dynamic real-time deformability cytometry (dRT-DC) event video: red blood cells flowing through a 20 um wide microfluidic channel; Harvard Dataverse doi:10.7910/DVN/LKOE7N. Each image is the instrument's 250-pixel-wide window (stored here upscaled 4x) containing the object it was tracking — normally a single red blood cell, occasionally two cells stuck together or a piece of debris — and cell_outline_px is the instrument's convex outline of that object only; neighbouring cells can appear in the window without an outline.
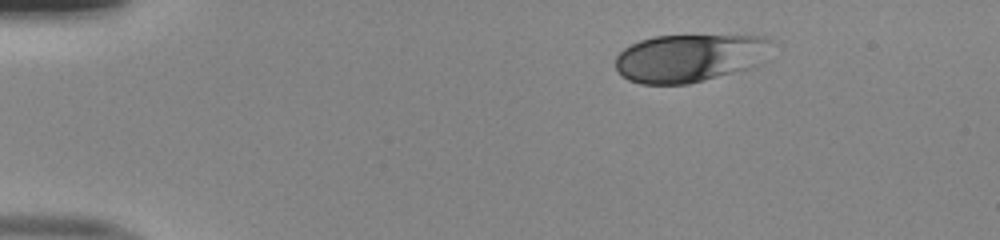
{"species": "human", "species_latin": "Homo sapiens", "temperature_condition": "room temperature", "stored_images_in_passage": 44, "camera_frame_rate_fps": 3000, "um_per_image_px": 0.085, "donor": {"sex": "male"}, "frame": {"image": 1, "passage_image": 1, "time_ms": 0.0, "image_size_px": [1000, 240], "cell_outline_px": [[772, 40], [764, 64], [756, 68], [688, 84], [640, 84], [628, 80], [620, 76], [616, 68], [616, 56], [624, 48], [640, 40], [656, 36], [764, 36]], "centroid_in_image_um": [58.66, 4.95], "position_along_channel_um": 26.3, "area_um2": 44.22}}
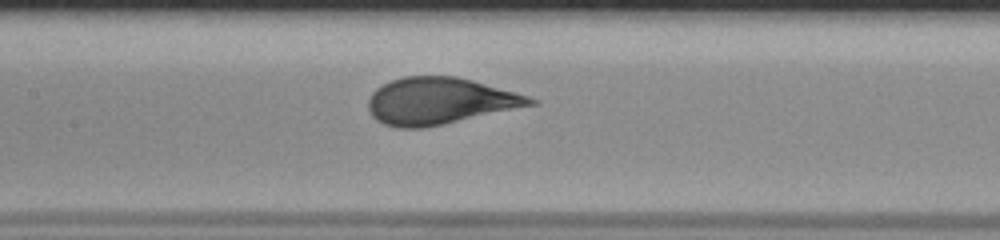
{"frame": {"image": 2, "passage_image": 18, "time_ms": 5.667, "image_size_px": [1000, 240], "cell_outline_px": [[540, 104], [444, 124], [424, 128], [400, 128], [384, 124], [376, 120], [372, 116], [368, 108], [368, 100], [372, 92], [376, 88], [392, 80], [404, 76], [456, 76], [472, 80], [516, 92], [540, 100]], "centroid_in_image_um": [37.4, 8.59], "position_along_channel_um": 170.0, "area_um2": 44.33}}
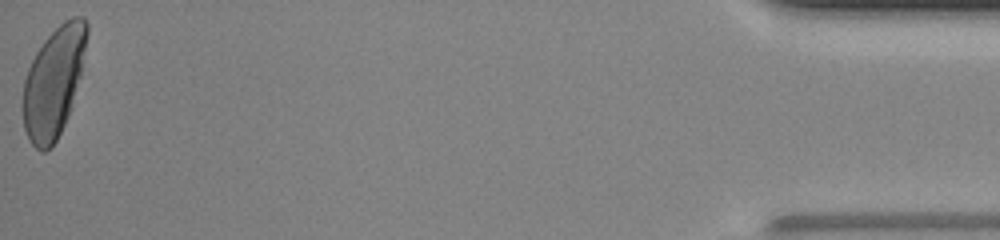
{"frame": {"image": 3, "passage_image": 44, "time_ms": 14.333, "image_size_px": [1000, 240], "cell_outline_px": [[88, 32], [80, 76], [68, 116], [52, 148], [44, 152], [40, 152], [28, 140], [24, 128], [20, 108], [24, 80], [28, 68], [36, 52], [44, 40], [64, 20], [72, 16], [80, 16], [88, 24]], "centroid_in_image_um": [4.52, 7.02], "position_along_channel_um": 430.7, "area_um2": 41.27}, "authors_computed_cell_mechanics": {"area_um2": 43.928, "velocity_mm_per_s": 4.0125, "shape_relaxation_time_tau1_ms": 3.2693, "shape_relaxation_time_tau2_ms": null, "deformation_change_tau1": 0.164, "deformation_change_tau2": null}}